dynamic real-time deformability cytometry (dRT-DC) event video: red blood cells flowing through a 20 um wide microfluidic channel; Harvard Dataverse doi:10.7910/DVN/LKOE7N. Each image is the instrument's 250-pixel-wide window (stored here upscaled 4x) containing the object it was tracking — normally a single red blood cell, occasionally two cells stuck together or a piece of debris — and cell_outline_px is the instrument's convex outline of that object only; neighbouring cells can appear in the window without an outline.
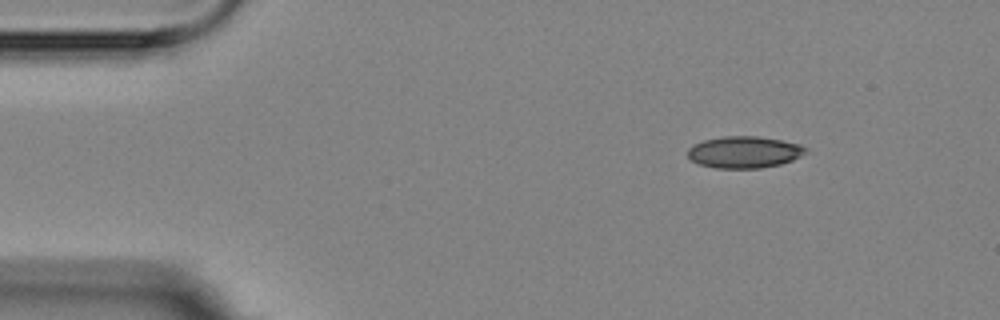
{"species": "Egyptian fruit bat (a non-hibernating species)", "species_latin": "Rousettus aegyptiacus", "temperature_condition": "room temperature", "stored_images_in_passage": 8, "camera_frame_rate_fps": 3000, "um_per_image_px": 0.085, "animal": {"sex": "female"}, "frame": {"image": 1, "passage_image": 1, "time_ms": 0.0, "image_size_px": [1000, 320], "cell_outline_px": [[812, 152], [792, 160], [780, 164], [760, 168], [716, 168], [700, 164], [692, 160], [688, 156], [688, 148], [692, 144], [704, 140], [724, 136], [756, 136], [780, 140], [800, 144], [808, 148]], "centroid_in_image_um": [63.31, 12.93], "position_along_channel_um": 21.7, "area_um2": 21.96}}
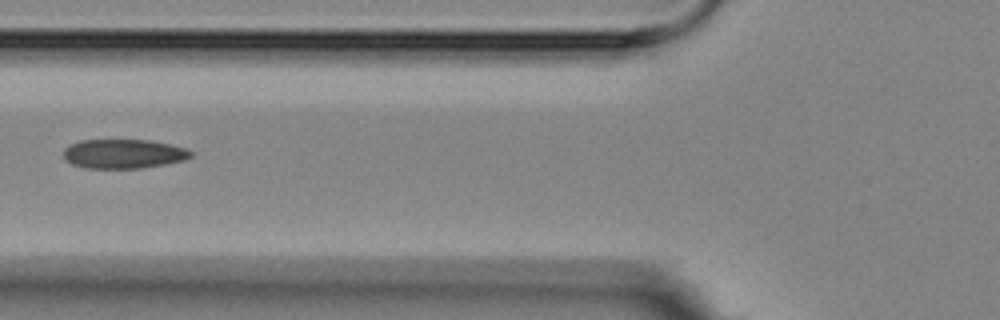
{"frame": {"image": 2, "passage_image": 5, "time_ms": 4.667, "image_size_px": [1000, 320], "cell_outline_px": [[192, 156], [184, 160], [164, 164], [140, 168], [88, 168], [72, 164], [64, 160], [64, 148], [68, 144], [80, 140], [148, 140], [168, 144], [184, 148], [192, 152]], "centroid_in_image_um": [10.45, 13.07], "position_along_channel_um": 115.4, "area_um2": 21.62}}
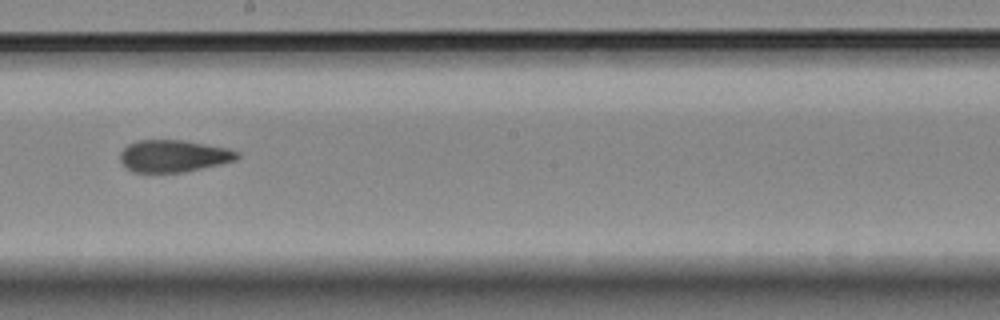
{"frame": {"image": 3, "passage_image": 8, "time_ms": 8.0, "image_size_px": [1000, 320], "cell_outline_px": [[240, 156], [236, 160], [220, 164], [184, 172], [132, 172], [120, 160], [120, 152], [128, 144], [136, 140], [184, 140], [228, 148], [240, 152]], "centroid_in_image_um": [14.77, 13.25], "position_along_channel_um": 233.4, "area_um2": 21.91}}